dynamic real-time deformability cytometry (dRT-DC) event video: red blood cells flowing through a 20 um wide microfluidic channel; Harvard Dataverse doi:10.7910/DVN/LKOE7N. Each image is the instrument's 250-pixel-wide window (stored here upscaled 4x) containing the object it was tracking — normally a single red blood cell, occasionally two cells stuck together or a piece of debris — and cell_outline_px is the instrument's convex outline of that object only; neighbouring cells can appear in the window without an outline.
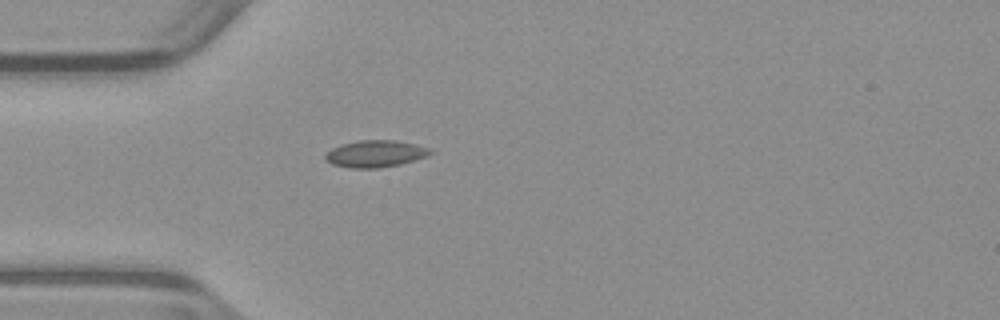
{"species": "common noctule bat (a hibernating species)", "species_latin": "Nyctalus noctula", "temperature_condition": "warm", "stored_images_in_passage": 38, "camera_frame_rate_fps": 3000, "um_per_image_px": 0.085, "animal": {"sex": "male", "body_mass_g": 23.1, "forearm_length_mm": 52.7}, "frame": {"image": 1, "passage_image": 1, "time_ms": 0.0, "image_size_px": [1000, 320], "cell_outline_px": [[432, 152], [428, 156], [400, 164], [380, 168], [348, 168], [332, 164], [324, 160], [324, 156], [332, 148], [340, 144], [360, 140], [396, 140], [416, 144], [432, 148]], "centroid_in_image_um": [31.91, 13.07], "position_along_channel_um": 53.1, "area_um2": 16.65}}
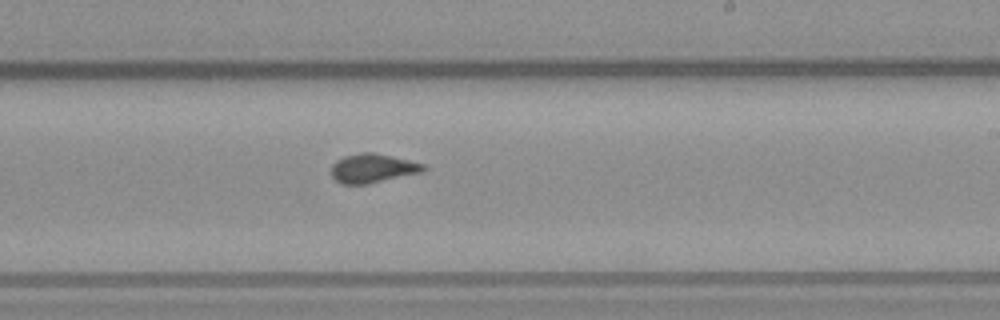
{"frame": {"image": 2, "passage_image": 17, "time_ms": 5.333, "image_size_px": [1000, 320], "cell_outline_px": [[428, 168], [420, 172], [368, 184], [340, 184], [332, 176], [332, 164], [336, 160], [344, 156], [364, 152], [372, 152], [392, 156], [424, 164]], "centroid_in_image_um": [31.65, 14.3], "position_along_channel_um": 257.3, "area_um2": 15.43}}
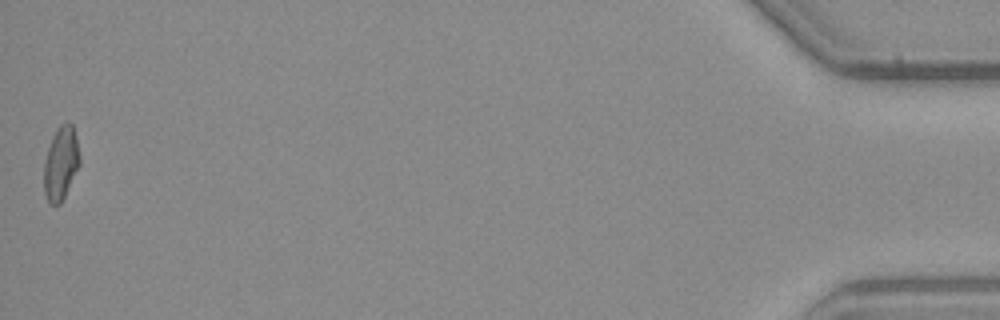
{"frame": {"image": 3, "passage_image": 38, "time_ms": 12.333, "image_size_px": [1000, 320], "cell_outline_px": [[80, 164], [60, 204], [52, 204], [48, 200], [44, 192], [44, 164], [48, 148], [56, 128], [60, 124], [68, 120], [72, 124], [76, 136], [80, 156]], "centroid_in_image_um": [5.18, 13.82], "position_along_channel_um": 430.0, "area_um2": 15.2}, "authors_computed_cell_mechanics": {"area_um2": 15.2881, "velocity_mm_per_s": 3.9524, "shape_relaxation_time_tau1_ms": null, "shape_relaxation_time_tau2_ms": 0.6908, "deformation_change_tau1": null, "deformation_change_tau2": 0.0578}}